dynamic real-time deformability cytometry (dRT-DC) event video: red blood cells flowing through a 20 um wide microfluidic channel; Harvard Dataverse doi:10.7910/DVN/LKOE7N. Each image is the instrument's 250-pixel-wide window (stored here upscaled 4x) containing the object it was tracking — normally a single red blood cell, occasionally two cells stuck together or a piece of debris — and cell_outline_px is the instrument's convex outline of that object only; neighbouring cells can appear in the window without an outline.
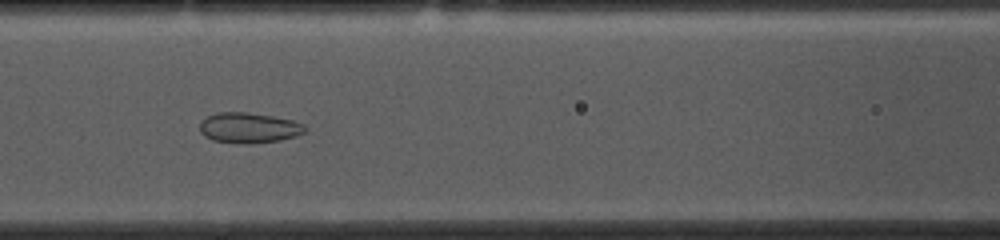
{"species": "common noctule bat (a hibernating species)", "species_latin": "Nyctalus noctula", "temperature_condition": "cold", "stored_images_in_passage": 52, "camera_frame_rate_fps": 3000, "um_per_image_px": 0.085, "animal": {"sex": "female", "body_mass_g": 10.0, "forearm_length_mm": 53.1}, "frame": {"image": 1, "passage_image": 21, "time_ms": 6.667, "image_size_px": [1000, 240], "cell_outline_px": [[304, 132], [296, 136], [280, 140], [252, 144], [244, 144], [212, 140], [204, 136], [200, 132], [200, 120], [216, 112], [248, 112], [272, 116], [292, 120], [304, 124]], "centroid_in_image_um": [21.11, 10.86], "position_along_channel_um": 145.5, "area_um2": 18.73}}
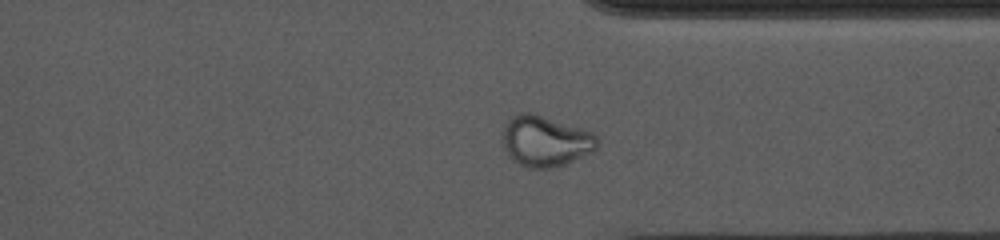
{"frame": {"image": 2, "passage_image": 39, "time_ms": 12.667, "image_size_px": [1000, 240], "cell_outline_px": [[600, 140], [596, 148], [592, 152], [564, 164], [552, 168], [528, 168], [520, 164], [508, 156], [504, 148], [500, 128], [512, 116], [520, 112], [532, 112], [592, 132]], "centroid_in_image_um": [46.31, 11.98], "position_along_channel_um": 365.1, "area_um2": 28.21}}
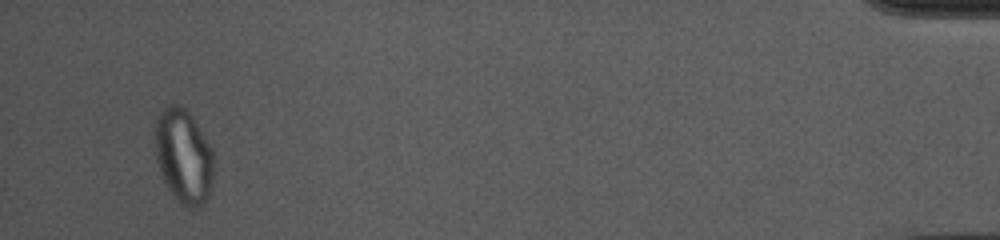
{"frame": {"image": 3, "passage_image": 50, "time_ms": 16.333, "image_size_px": [1000, 240], "cell_outline_px": [[212, 180], [208, 196], [204, 204], [196, 208], [188, 208], [168, 188], [164, 180], [156, 156], [156, 116], [168, 104], [176, 104], [184, 108], [192, 116], [212, 148]], "centroid_in_image_um": [15.61, 13.24], "position_along_channel_um": 419.6, "area_um2": 31.56}, "authors_computed_cell_mechanics": {"area_um2": 24.9118, "velocity_mm_per_s": 3.6856, "shape_relaxation_time_tau1_ms": null, "shape_relaxation_time_tau2_ms": 1.635, "deformation_change_tau1": null, "deformation_change_tau2": 0.0653}}